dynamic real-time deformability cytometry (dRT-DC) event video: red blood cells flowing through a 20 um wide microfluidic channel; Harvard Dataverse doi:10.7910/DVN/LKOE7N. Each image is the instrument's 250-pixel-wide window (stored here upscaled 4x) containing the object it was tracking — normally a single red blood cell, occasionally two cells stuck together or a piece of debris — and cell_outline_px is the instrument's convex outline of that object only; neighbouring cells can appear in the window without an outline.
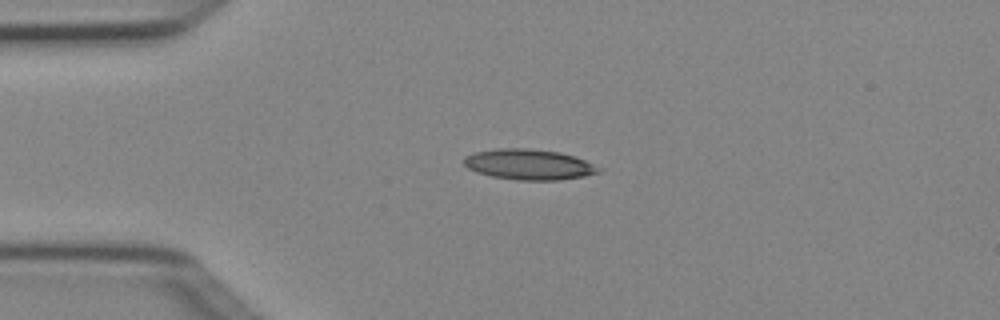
{"species": "Egyptian fruit bat (a non-hibernating species)", "species_latin": "Rousettus aegyptiacus", "temperature_condition": "cold", "stored_images_in_passage": 4, "camera_frame_rate_fps": 3000, "um_per_image_px": 0.085, "animal": {"sex": "female"}, "frame": {"image": 1, "passage_image": 2, "time_ms": 0.333, "image_size_px": [1000, 320], "cell_outline_px": [[604, 168], [600, 172], [584, 176], [560, 180], [516, 180], [492, 176], [476, 172], [468, 168], [464, 164], [464, 156], [476, 152], [496, 148], [528, 148], [560, 152], [584, 160]], "centroid_in_image_um": [44.97, 13.98], "position_along_channel_um": 40.0, "area_um2": 24.04}}
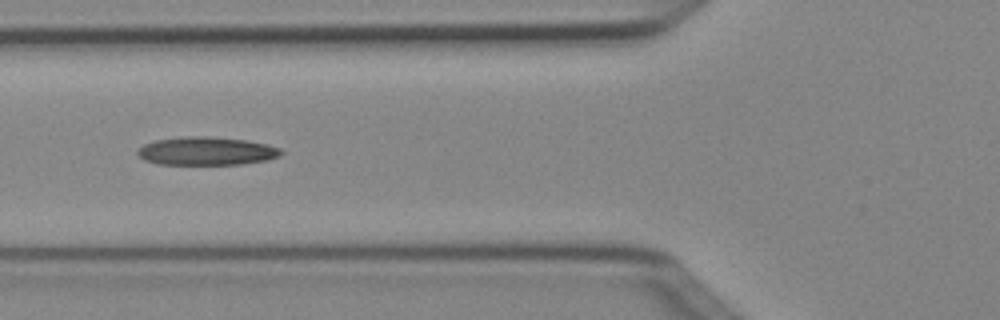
{"frame": {"image": 2, "passage_image": 4, "time_ms": 1.0, "image_size_px": [1000, 320], "cell_outline_px": [[284, 152], [280, 156], [268, 160], [244, 164], [156, 164], [144, 160], [136, 152], [144, 144], [156, 140], [188, 136], [208, 136], [248, 140], [268, 144], [280, 148]], "centroid_in_image_um": [17.6, 12.84], "position_along_channel_um": 108.2, "area_um2": 23.76}}